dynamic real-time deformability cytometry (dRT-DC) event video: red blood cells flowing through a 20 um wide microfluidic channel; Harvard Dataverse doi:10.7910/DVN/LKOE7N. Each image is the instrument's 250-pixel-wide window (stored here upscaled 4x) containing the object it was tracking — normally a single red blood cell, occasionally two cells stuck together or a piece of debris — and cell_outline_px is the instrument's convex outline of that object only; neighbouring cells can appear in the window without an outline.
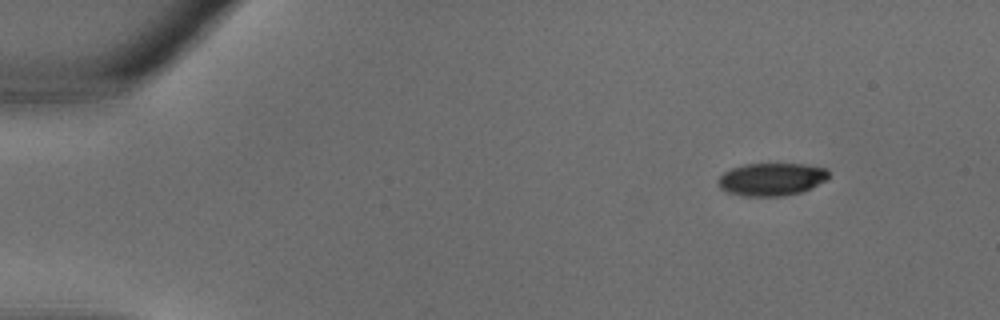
{"species": "common noctule bat (a hibernating species)", "species_latin": "Nyctalus noctula", "temperature_condition": "warm", "stored_images_in_passage": 32, "camera_frame_rate_fps": 3000, "um_per_image_px": 0.085, "animal": {"sex": "male", "body_mass_g": 18.8}, "frame": {"image": 1, "passage_image": 1, "time_ms": 0.0, "image_size_px": [1000, 320], "cell_outline_px": [[828, 176], [824, 180], [800, 192], [784, 196], [740, 196], [724, 192], [720, 188], [716, 180], [724, 172], [732, 168], [744, 164], [804, 164], [828, 168]], "centroid_in_image_um": [65.51, 15.24], "position_along_channel_um": 19.5, "area_um2": 21.1}}
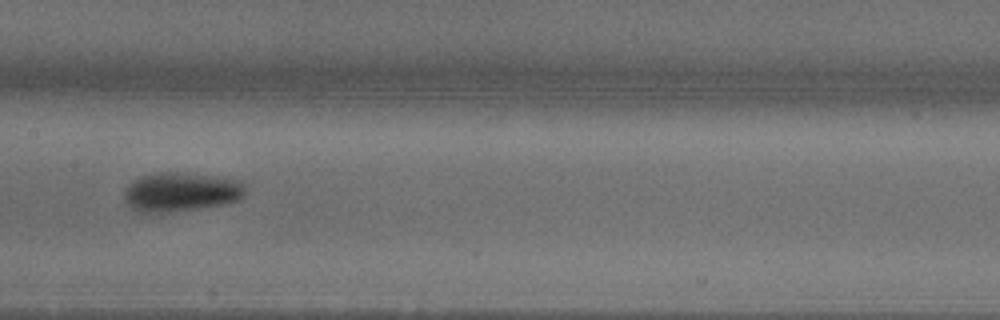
{"frame": {"image": 2, "passage_image": 15, "time_ms": 4.667, "image_size_px": [1000, 320], "cell_outline_px": [[248, 184], [244, 196], [240, 200], [224, 204], [168, 212], [140, 212], [132, 208], [124, 200], [124, 192], [128, 184], [132, 180], [140, 176], [156, 172], [184, 172], [244, 180]], "centroid_in_image_um": [15.43, 16.29], "position_along_channel_um": 192.0, "area_um2": 28.09}}
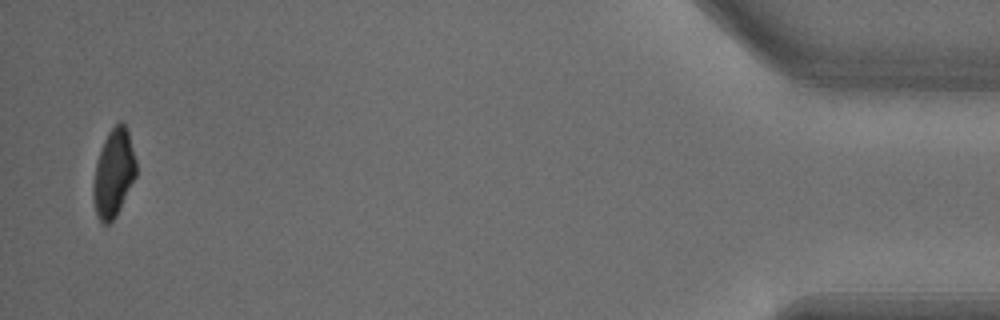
{"frame": {"image": 3, "passage_image": 31, "time_ms": 10.0, "image_size_px": [1000, 320], "cell_outline_px": [[136, 176], [116, 216], [108, 224], [100, 224], [96, 212], [92, 196], [92, 188], [96, 164], [104, 140], [108, 132], [120, 120], [124, 120], [128, 132], [136, 160]], "centroid_in_image_um": [9.65, 14.72], "position_along_channel_um": 425.5, "area_um2": 21.91}}